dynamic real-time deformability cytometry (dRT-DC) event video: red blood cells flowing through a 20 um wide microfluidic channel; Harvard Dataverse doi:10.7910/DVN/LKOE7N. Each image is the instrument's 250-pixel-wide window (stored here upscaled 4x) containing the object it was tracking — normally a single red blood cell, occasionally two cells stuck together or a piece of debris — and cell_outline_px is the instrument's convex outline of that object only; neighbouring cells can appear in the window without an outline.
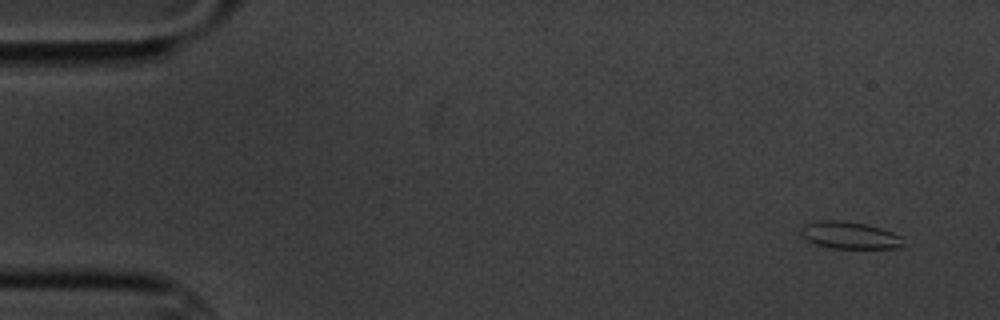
{"species": "common noctule bat (a hibernating species)", "species_latin": "Nyctalus noctula", "temperature_condition": "cold", "stored_images_in_passage": 4, "camera_frame_rate_fps": 3000, "um_per_image_px": 0.085, "animal": {"sex": "male", "body_mass_g": 20.1, "forearm_length_mm": 53.5}, "frame": {"image": 1, "passage_image": 1, "time_ms": 0.0, "image_size_px": [1000, 320], "cell_outline_px": [[904, 244], [900, 248], [832, 248], [816, 244], [808, 240], [800, 232], [800, 228], [804, 224], [816, 220], [844, 220], [864, 224], [880, 228], [892, 232], [900, 236]], "centroid_in_image_um": [72.2, 19.99], "position_along_channel_um": 12.8, "area_um2": 16.13}}
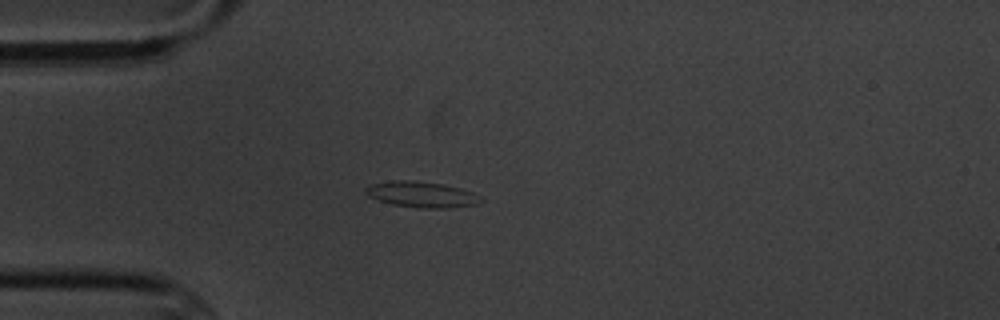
{"frame": {"image": 2, "passage_image": 4, "time_ms": 4.0, "image_size_px": [1000, 320], "cell_outline_px": [[484, 200], [476, 204], [448, 208], [416, 208], [392, 204], [368, 196], [364, 192], [364, 188], [372, 184], [392, 180], [412, 180], [444, 184], [460, 188], [472, 192]], "centroid_in_image_um": [35.82, 16.53], "position_along_channel_um": 49.2, "area_um2": 17.34}}